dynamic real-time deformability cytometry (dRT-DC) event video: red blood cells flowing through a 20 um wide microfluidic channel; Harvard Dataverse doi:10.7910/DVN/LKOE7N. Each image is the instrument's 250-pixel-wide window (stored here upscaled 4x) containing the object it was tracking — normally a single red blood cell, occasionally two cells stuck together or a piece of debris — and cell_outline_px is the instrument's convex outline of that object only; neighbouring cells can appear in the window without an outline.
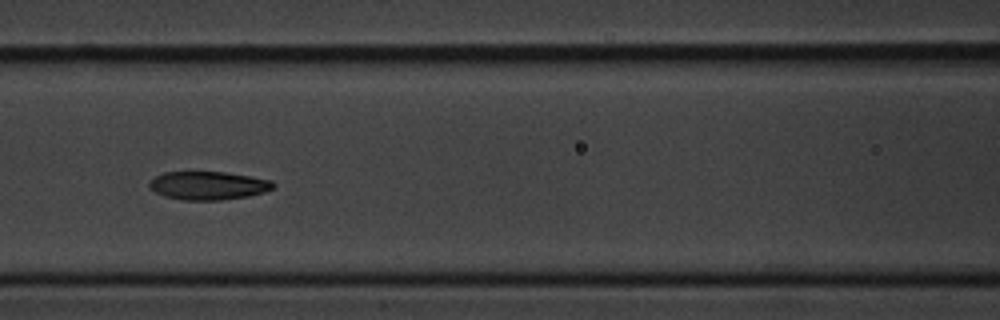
{"species": "common noctule bat (a hibernating species)", "species_latin": "Nyctalus noctula", "temperature_condition": "cold", "stored_images_in_passage": 24, "camera_frame_rate_fps": 3000, "um_per_image_px": 0.085, "animal": {"sex": "male", "body_mass_g": 20.1, "forearm_length_mm": 53.5}, "frame": {"image": 1, "passage_image": 11, "time_ms": 3.333, "image_size_px": [1000, 320], "cell_outline_px": [[276, 188], [264, 192], [248, 196], [220, 200], [184, 200], [164, 196], [156, 192], [148, 184], [156, 176], [164, 172], [224, 172], [272, 180], [276, 184]], "centroid_in_image_um": [17.75, 15.77], "position_along_channel_um": 148.9, "area_um2": 20.35}}
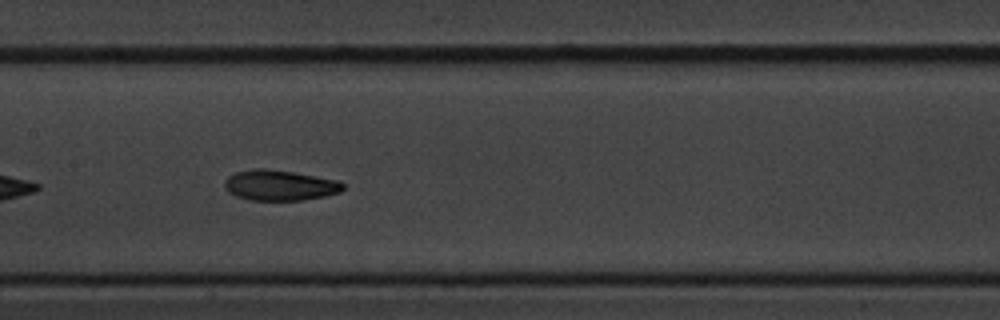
{"frame": {"image": 2, "passage_image": 14, "time_ms": 4.333, "image_size_px": [1000, 320], "cell_outline_px": [[344, 188], [340, 192], [324, 196], [304, 200], [248, 200], [236, 196], [228, 192], [224, 188], [224, 180], [228, 176], [236, 172], [252, 168], [264, 168], [292, 172], [340, 180], [344, 184]], "centroid_in_image_um": [23.76, 15.75], "position_along_channel_um": 183.6, "area_um2": 21.21}}